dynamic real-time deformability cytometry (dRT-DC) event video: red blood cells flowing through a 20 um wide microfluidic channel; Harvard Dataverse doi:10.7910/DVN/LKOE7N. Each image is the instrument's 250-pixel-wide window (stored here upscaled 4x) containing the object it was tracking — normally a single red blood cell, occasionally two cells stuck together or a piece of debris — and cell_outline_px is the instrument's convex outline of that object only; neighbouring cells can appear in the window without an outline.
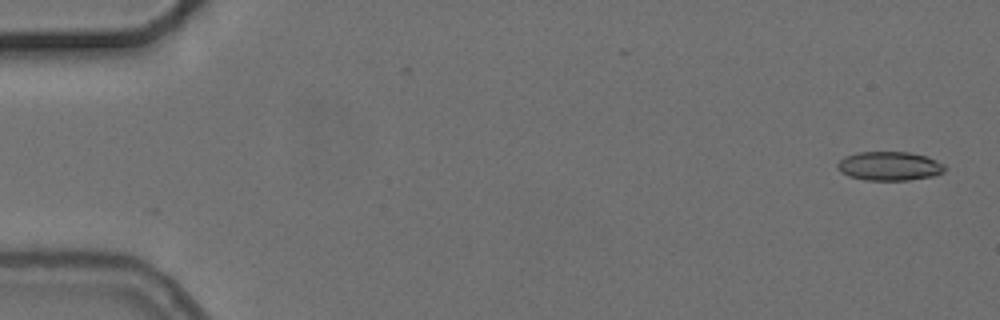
{"species": "common noctule bat (a hibernating species)", "species_latin": "Nyctalus noctula", "temperature_condition": "cold", "stored_images_in_passage": 5, "camera_frame_rate_fps": 3000, "um_per_image_px": 0.085, "animal": {"sex": "female", "body_mass_g": 24.6, "forearm_length_mm": 56.2}, "frame": {"image": 1, "passage_image": 1, "time_ms": 0.0, "image_size_px": [1000, 320], "cell_outline_px": [[948, 168], [944, 172], [936, 176], [908, 180], [864, 180], [848, 176], [840, 172], [836, 168], [836, 164], [844, 156], [856, 152], [908, 152], [928, 156], [944, 164]], "centroid_in_image_um": [75.61, 14.12], "position_along_channel_um": 9.4, "area_um2": 18.5}}
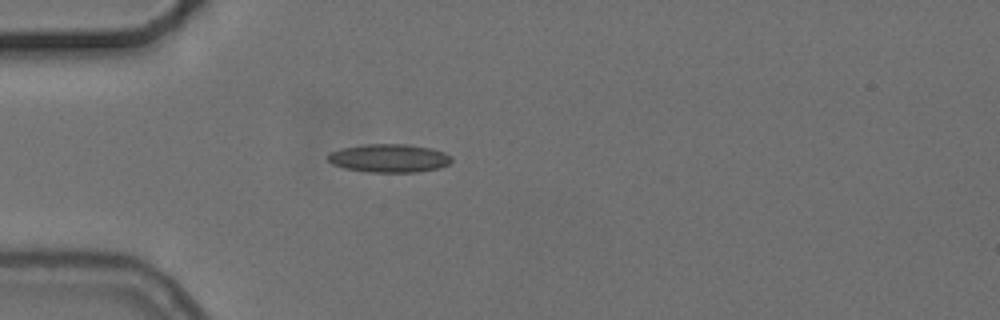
{"frame": {"image": 2, "passage_image": 5, "time_ms": 4.667, "image_size_px": [1000, 320], "cell_outline_px": [[452, 160], [448, 164], [440, 168], [416, 172], [368, 172], [344, 168], [332, 164], [328, 160], [328, 156], [332, 152], [344, 148], [364, 144], [408, 144], [432, 148], [444, 152], [452, 156]], "centroid_in_image_um": [33.12, 13.45], "position_along_channel_um": 51.9, "area_um2": 20.4}}